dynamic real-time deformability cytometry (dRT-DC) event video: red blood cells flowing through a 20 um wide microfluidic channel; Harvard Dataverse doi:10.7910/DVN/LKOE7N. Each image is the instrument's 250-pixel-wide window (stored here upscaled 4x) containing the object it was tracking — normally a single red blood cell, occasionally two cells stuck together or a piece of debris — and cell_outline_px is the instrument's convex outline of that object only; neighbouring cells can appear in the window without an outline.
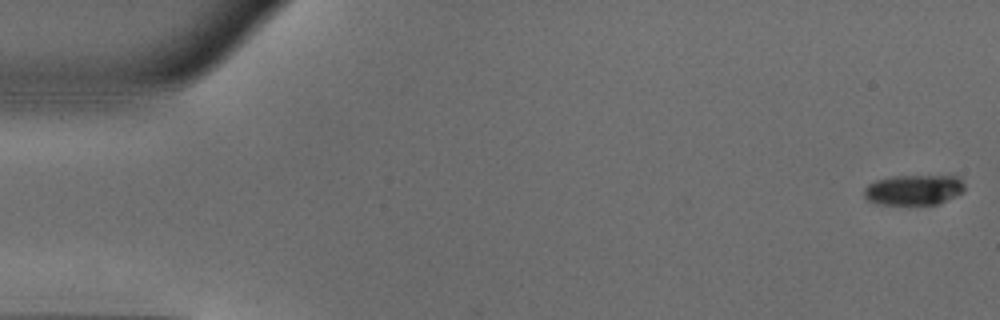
{"species": "common noctule bat (a hibernating species)", "species_latin": "Nyctalus noctula", "temperature_condition": "warm", "stored_images_in_passage": 51, "camera_frame_rate_fps": 3000, "um_per_image_px": 0.085, "animal": {"sex": "male", "body_mass_g": 18.8}, "frame": {"image": 1, "passage_image": 1, "time_ms": 0.0, "image_size_px": [1000, 320], "cell_outline_px": [[964, 192], [940, 204], [876, 204], [868, 200], [864, 196], [864, 188], [868, 184], [876, 180], [892, 176], [960, 176], [964, 184]], "centroid_in_image_um": [77.69, 16.14], "position_along_channel_um": 7.3, "area_um2": 17.92}}
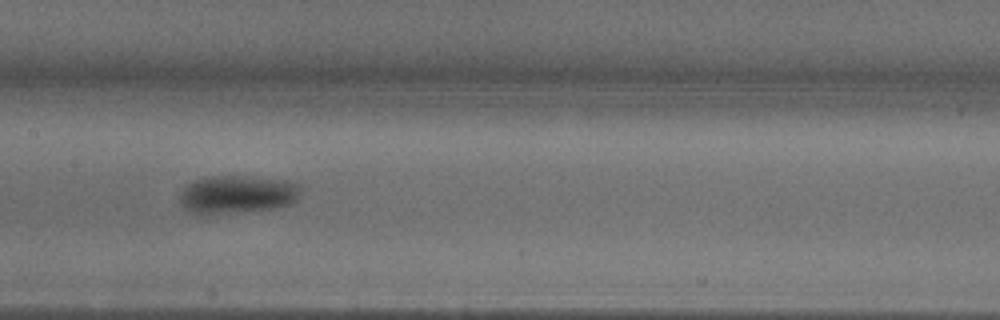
{"frame": {"image": 2, "passage_image": 25, "time_ms": 8.0, "image_size_px": [1000, 320], "cell_outline_px": [[300, 196], [292, 204], [272, 208], [212, 212], [192, 212], [184, 208], [180, 200], [180, 192], [188, 184], [196, 180], [212, 176], [236, 176], [284, 180], [300, 184]], "centroid_in_image_um": [20.21, 16.48], "position_along_channel_um": 187.2, "area_um2": 25.78}}
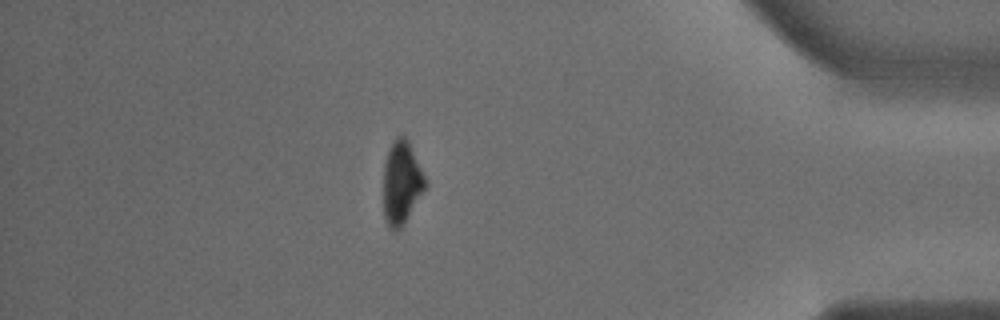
{"frame": {"image": 3, "passage_image": 44, "time_ms": 14.333, "image_size_px": [1000, 320], "cell_outline_px": [[428, 184], [400, 228], [396, 232], [388, 228], [384, 216], [384, 164], [392, 140], [396, 136], [404, 136], [408, 140]], "centroid_in_image_um": [34.12, 15.52], "position_along_channel_um": 401.1, "area_um2": 20.0}}